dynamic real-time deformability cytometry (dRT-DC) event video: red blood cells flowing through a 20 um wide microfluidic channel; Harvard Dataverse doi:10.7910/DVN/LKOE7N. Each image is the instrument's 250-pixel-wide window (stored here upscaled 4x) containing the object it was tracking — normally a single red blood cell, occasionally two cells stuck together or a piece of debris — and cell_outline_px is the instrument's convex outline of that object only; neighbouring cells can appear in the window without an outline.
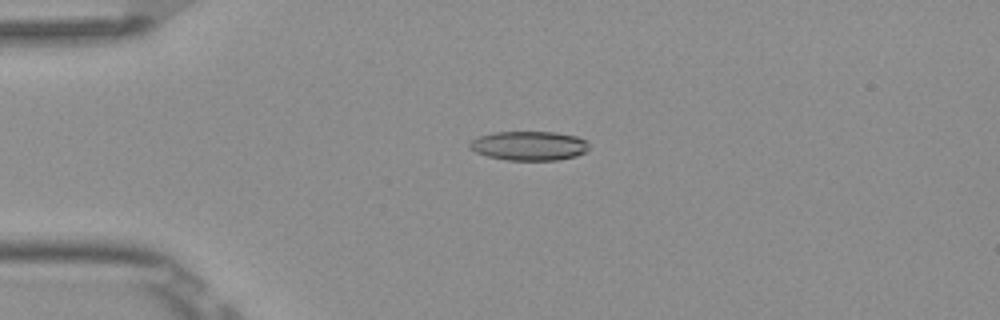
{"species": "Egyptian fruit bat (a non-hibernating species)", "species_latin": "Rousettus aegyptiacus", "temperature_condition": "room temperature", "stored_images_in_passage": 4, "camera_frame_rate_fps": 3000, "um_per_image_px": 0.085, "frame": {"image": 1, "passage_image": 3, "time_ms": 0.667, "image_size_px": [1000, 320], "cell_outline_px": [[588, 148], [584, 152], [576, 156], [556, 160], [508, 160], [488, 156], [476, 152], [468, 148], [468, 144], [472, 140], [480, 136], [492, 132], [556, 132], [576, 136], [584, 140], [588, 144]], "centroid_in_image_um": [44.94, 12.39], "position_along_channel_um": 40.1, "area_um2": 20.23}}